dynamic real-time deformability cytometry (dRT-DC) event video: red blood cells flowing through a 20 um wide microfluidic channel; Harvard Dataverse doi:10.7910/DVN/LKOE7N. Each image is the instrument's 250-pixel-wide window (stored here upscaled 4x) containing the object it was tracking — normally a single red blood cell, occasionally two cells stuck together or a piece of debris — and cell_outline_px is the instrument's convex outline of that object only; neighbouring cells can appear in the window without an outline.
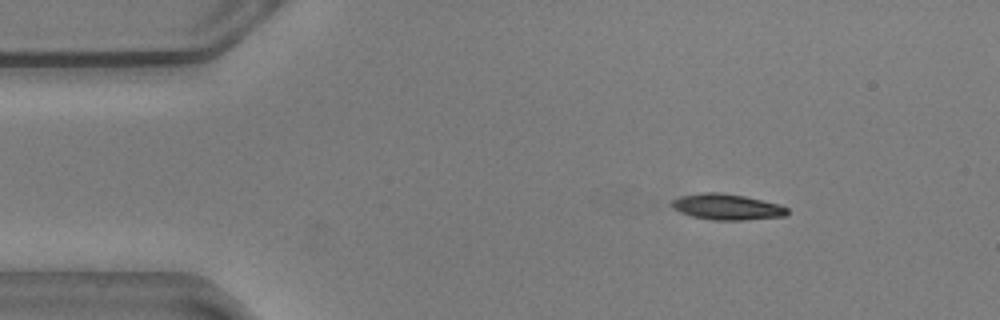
{"species": "common noctule bat (a hibernating species)", "species_latin": "Nyctalus noctula", "temperature_condition": "warm", "stored_images_in_passage": 49, "camera_frame_rate_fps": 3000, "um_per_image_px": 0.085, "animal": {"sex": "male", "body_mass_g": 20.5, "forearm_length_mm": 52.5}, "frame": {"image": 1, "passage_image": 1, "time_ms": 0.0, "image_size_px": [1000, 320], "cell_outline_px": [[788, 212], [784, 216], [744, 220], [712, 220], [692, 216], [680, 212], [672, 208], [668, 204], [672, 200], [680, 196], [704, 192], [720, 192], [744, 196], [780, 204], [788, 208]], "centroid_in_image_um": [61.75, 17.58], "position_along_channel_um": 23.2, "area_um2": 17.51}}
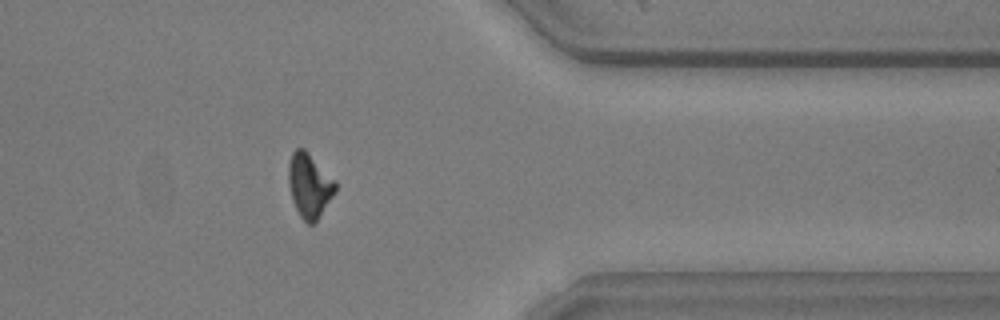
{"frame": {"image": 2, "passage_image": 38, "time_ms": 12.333, "image_size_px": [1000, 320], "cell_outline_px": [[336, 192], [316, 220], [312, 224], [308, 224], [300, 216], [292, 200], [288, 184], [288, 164], [292, 152], [296, 148], [304, 148], [336, 180]], "centroid_in_image_um": [26.29, 15.73], "position_along_channel_um": 385.1, "area_um2": 17.57}}
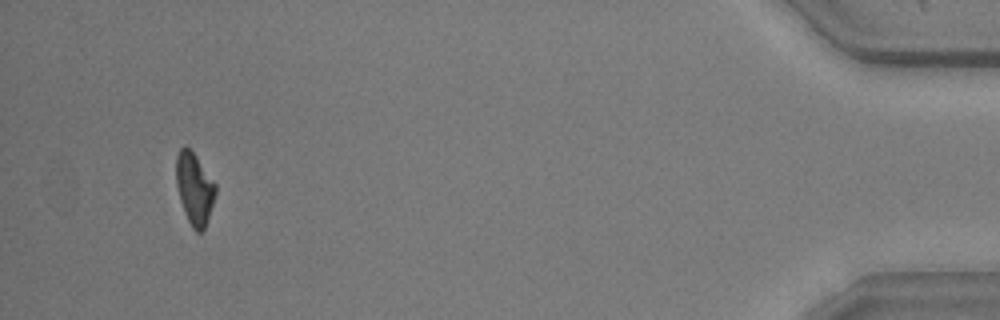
{"frame": {"image": 3, "passage_image": 46, "time_ms": 15.0, "image_size_px": [1000, 320], "cell_outline_px": [[216, 192], [208, 220], [204, 228], [200, 232], [196, 232], [192, 228], [184, 212], [180, 200], [176, 184], [176, 156], [180, 148], [188, 148], [196, 156], [216, 184]], "centroid_in_image_um": [16.53, 16.05], "position_along_channel_um": 418.7, "area_um2": 16.3}, "authors_computed_cell_mechanics": {"area_um2": 17.918, "velocity_mm_per_s": 3.5992, "shape_relaxation_time_tau1_ms": 3.2429, "shape_relaxation_time_tau2_ms": 7.1106, "deformation_change_tau1": 0.1557, "deformation_change_tau2": 0.121}}